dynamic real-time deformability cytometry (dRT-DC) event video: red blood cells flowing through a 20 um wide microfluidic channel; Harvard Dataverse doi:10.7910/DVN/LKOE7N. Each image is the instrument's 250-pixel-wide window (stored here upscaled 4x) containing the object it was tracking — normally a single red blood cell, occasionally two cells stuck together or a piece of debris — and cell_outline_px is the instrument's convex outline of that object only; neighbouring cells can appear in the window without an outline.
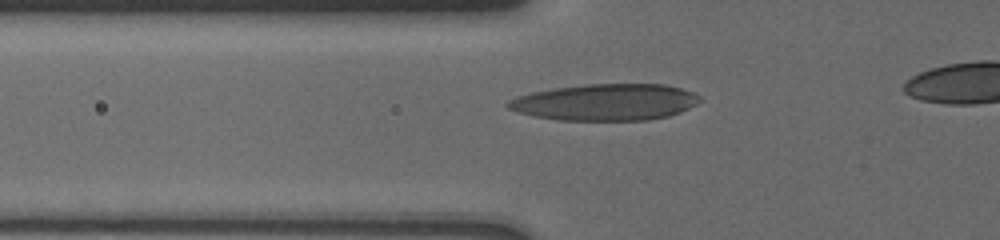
{"species": "human", "species_latin": "Homo sapiens", "temperature_condition": "cold", "stored_images_in_passage": 8, "segment_of_instrument_passage": [1, 2], "camera_frame_rate_fps": 3000, "um_per_image_px": 0.085, "donor": {"sex": "male"}, "frame": {"image": 1, "passage_image": 3, "time_ms": 1.0, "image_size_px": [1000, 240], "cell_outline_px": [[700, 100], [696, 104], [680, 112], [668, 116], [648, 120], [556, 120], [516, 112], [508, 108], [504, 104], [508, 100], [516, 96], [532, 92], [552, 88], [584, 84], [664, 84], [680, 88], [692, 92], [700, 96]], "centroid_in_image_um": [51.42, 8.68], "position_along_channel_um": 74.4, "area_um2": 40.98}}
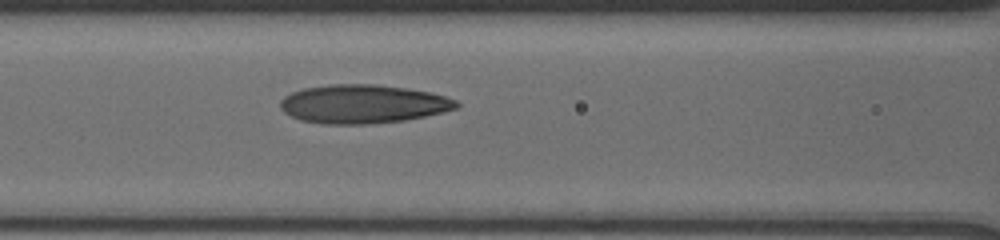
{"frame": {"image": 2, "passage_image": 7, "time_ms": 2.667, "image_size_px": [1000, 240], "cell_outline_px": [[460, 104], [456, 108], [444, 112], [404, 120], [364, 124], [324, 124], [300, 120], [284, 112], [280, 108], [280, 100], [284, 96], [292, 92], [304, 88], [328, 84], [376, 84], [408, 88], [432, 92], [456, 100]], "centroid_in_image_um": [30.84, 8.83], "position_along_channel_um": 135.8, "area_um2": 39.77}}